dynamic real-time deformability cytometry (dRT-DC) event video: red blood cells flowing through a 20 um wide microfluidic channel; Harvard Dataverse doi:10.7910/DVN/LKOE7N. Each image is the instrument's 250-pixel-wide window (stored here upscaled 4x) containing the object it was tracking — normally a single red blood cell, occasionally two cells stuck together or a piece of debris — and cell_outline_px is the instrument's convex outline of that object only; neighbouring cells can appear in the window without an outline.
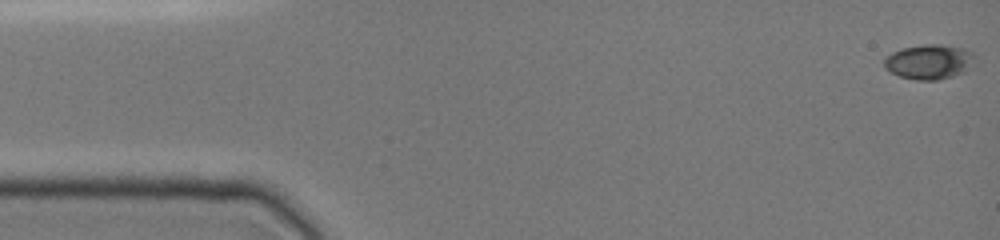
{"species": "common noctule bat (a hibernating species)", "species_latin": "Nyctalus noctula", "temperature_condition": "cold", "stored_images_in_passage": 17, "camera_frame_rate_fps": 3000, "um_per_image_px": 0.085, "animal": {"sex": "female", "body_mass_g": 19.0, "forearm_length_mm": 51.5}, "frame": {"image": 1, "passage_image": 1, "time_ms": 0.0, "image_size_px": [1000, 240], "cell_outline_px": [[976, 64], [964, 72], [952, 76], [936, 80], [916, 80], [900, 76], [884, 68], [884, 60], [892, 52], [904, 48], [924, 44], [944, 44], [964, 48], [972, 52], [976, 56]], "centroid_in_image_um": [79.05, 5.24], "position_along_channel_um": 6.0, "area_um2": 18.55}}
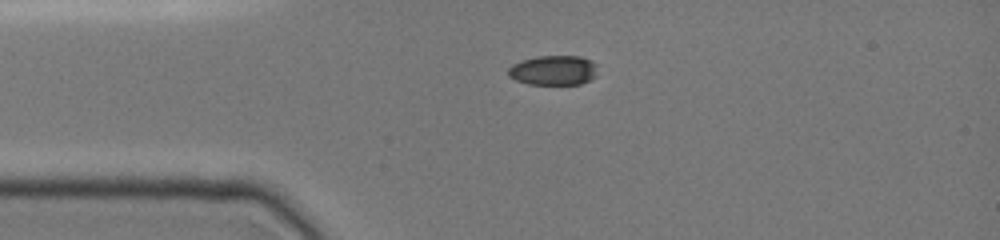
{"frame": {"image": 2, "passage_image": 10, "time_ms": 3.333, "image_size_px": [1000, 240], "cell_outline_px": [[596, 76], [580, 84], [528, 84], [516, 80], [508, 76], [508, 68], [512, 64], [520, 60], [536, 56], [580, 56], [592, 60], [596, 64]], "centroid_in_image_um": [47.02, 5.96], "position_along_channel_um": 38.0, "area_um2": 15.61}}
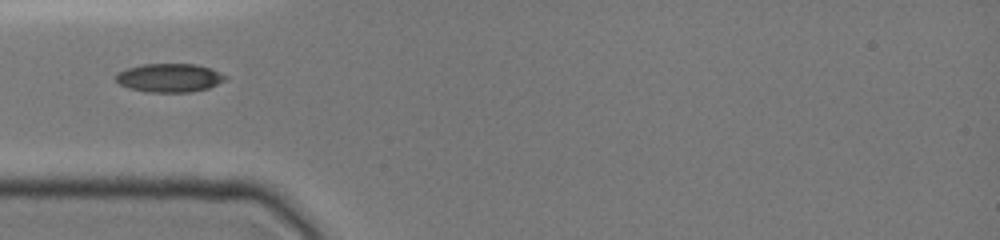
{"frame": {"image": 3, "passage_image": 14, "time_ms": 4.667, "image_size_px": [1000, 240], "cell_outline_px": [[228, 80], [208, 88], [188, 92], [148, 92], [128, 88], [120, 84], [116, 80], [116, 72], [128, 68], [144, 64], [196, 64], [220, 72], [228, 76]], "centroid_in_image_um": [14.42, 6.61], "position_along_channel_um": 70.6, "area_um2": 18.26}}